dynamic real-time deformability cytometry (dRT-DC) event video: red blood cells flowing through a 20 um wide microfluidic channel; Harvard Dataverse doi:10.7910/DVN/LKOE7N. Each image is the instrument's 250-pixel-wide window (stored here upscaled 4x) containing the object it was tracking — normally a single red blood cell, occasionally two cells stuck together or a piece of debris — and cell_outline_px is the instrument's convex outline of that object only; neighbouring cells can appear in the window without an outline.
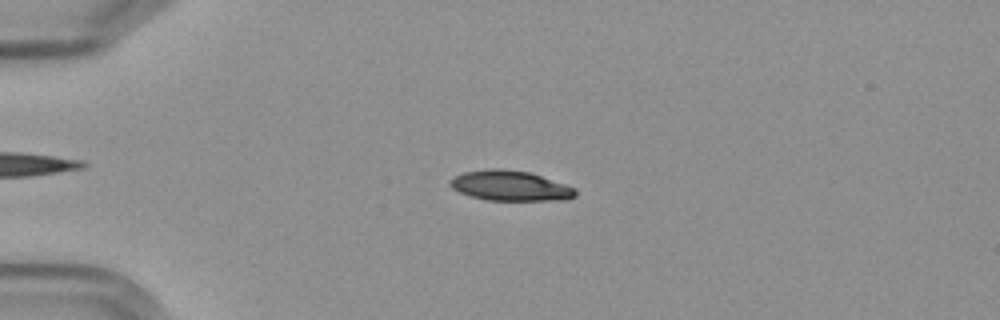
{"species": "Egyptian fruit bat (a non-hibernating species)", "species_latin": "Rousettus aegyptiacus", "temperature_condition": "cold", "stored_images_in_passage": 3, "camera_frame_rate_fps": 3000, "um_per_image_px": 0.085, "frame": {"image": 1, "passage_image": 2, "time_ms": 1.333, "image_size_px": [1000, 320], "cell_outline_px": [[576, 196], [564, 200], [488, 200], [468, 196], [452, 188], [448, 184], [456, 176], [464, 172], [488, 168], [504, 168], [532, 172], [576, 188]], "centroid_in_image_um": [43.39, 15.78], "position_along_channel_um": 41.6, "area_um2": 22.2}}